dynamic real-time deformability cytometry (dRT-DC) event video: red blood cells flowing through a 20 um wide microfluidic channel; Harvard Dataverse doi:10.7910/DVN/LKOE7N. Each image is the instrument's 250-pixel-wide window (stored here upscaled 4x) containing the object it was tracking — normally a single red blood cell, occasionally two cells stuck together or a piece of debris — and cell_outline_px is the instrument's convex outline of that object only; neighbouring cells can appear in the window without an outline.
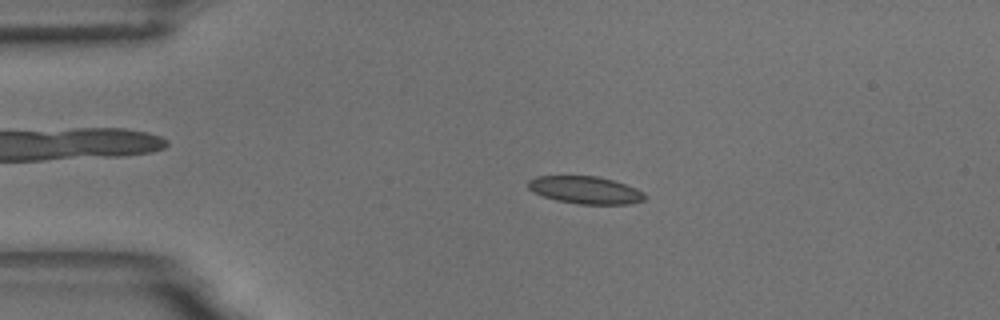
{"species": "common noctule bat (a hibernating species)", "species_latin": "Nyctalus noctula", "temperature_condition": "room temperature", "stored_images_in_passage": 55, "camera_frame_rate_fps": 3000, "um_per_image_px": 0.085, "animal": {"sex": "male", "body_mass_g": 18.8}, "frame": {"image": 1, "passage_image": 11, "time_ms": 3.333, "image_size_px": [1000, 320], "cell_outline_px": [[644, 200], [628, 204], [580, 204], [556, 200], [544, 196], [528, 188], [528, 180], [536, 176], [596, 176], [612, 180], [636, 188], [644, 192]], "centroid_in_image_um": [49.75, 16.15], "position_along_channel_um": 35.2, "area_um2": 18.44}}
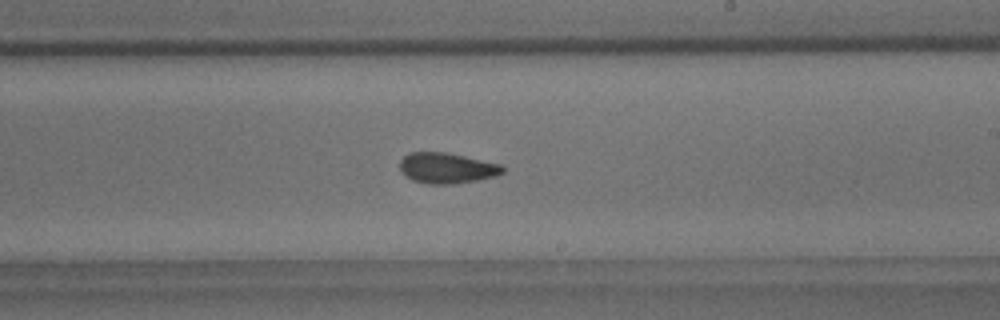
{"frame": {"image": 2, "passage_image": 32, "time_ms": 10.333, "image_size_px": [1000, 320], "cell_outline_px": [[504, 172], [496, 176], [456, 184], [428, 184], [412, 180], [404, 176], [400, 172], [400, 160], [408, 152], [444, 152], [464, 156], [500, 164], [504, 168]], "centroid_in_image_um": [37.94, 14.29], "position_along_channel_um": 251.1, "area_um2": 18.44}}
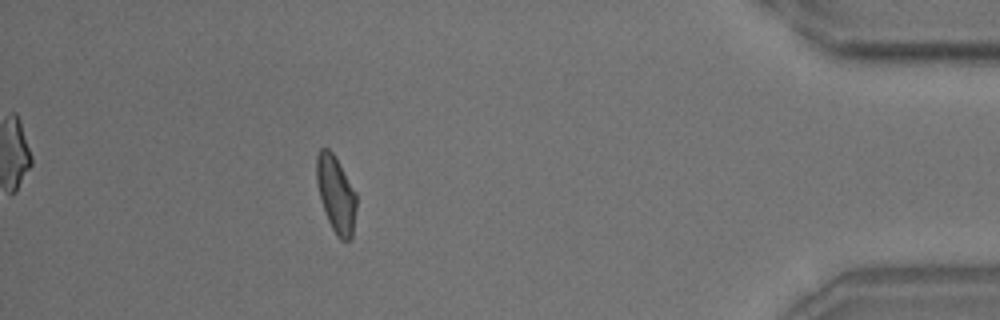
{"frame": {"image": 3, "passage_image": 49, "time_ms": 16.0, "image_size_px": [1000, 320], "cell_outline_px": [[356, 208], [352, 236], [348, 240], [340, 240], [336, 236], [328, 220], [320, 196], [316, 180], [316, 156], [320, 148], [328, 148], [332, 152], [356, 192]], "centroid_in_image_um": [28.55, 16.5], "position_along_channel_um": 406.6, "area_um2": 17.57}, "authors_computed_cell_mechanics": {"area_um2": 18.4382, "velocity_mm_per_s": 3.6215, "shape_relaxation_time_tau1_ms": 6.122, "shape_relaxation_time_tau2_ms": 2.7987, "deformation_change_tau1": 0.1379, "deformation_change_tau2": 0.097}}